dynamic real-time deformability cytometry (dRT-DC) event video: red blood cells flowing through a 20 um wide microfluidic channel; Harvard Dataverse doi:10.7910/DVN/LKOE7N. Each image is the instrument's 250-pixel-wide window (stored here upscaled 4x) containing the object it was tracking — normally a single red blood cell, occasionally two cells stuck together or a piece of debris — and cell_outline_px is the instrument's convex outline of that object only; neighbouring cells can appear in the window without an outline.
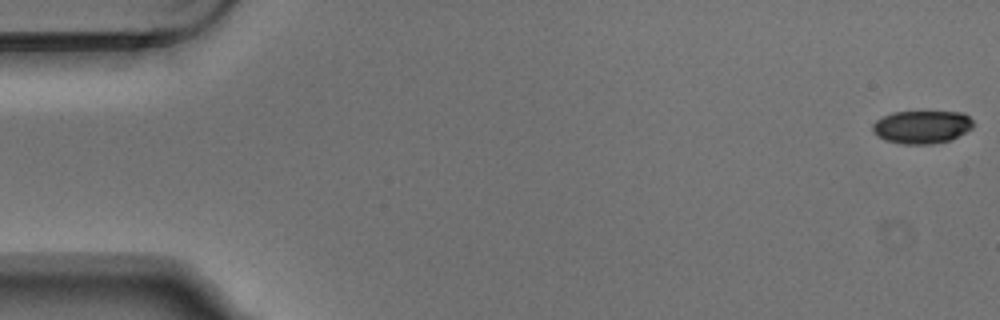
{"species": "Egyptian fruit bat (a non-hibernating species)", "species_latin": "Rousettus aegyptiacus", "temperature_condition": "warm", "stored_images_in_passage": 7, "camera_frame_rate_fps": 3000, "um_per_image_px": 0.085, "animal": {"sex": "male"}, "frame": {"image": 1, "passage_image": 1, "time_ms": 0.0, "image_size_px": [1000, 320], "cell_outline_px": [[972, 128], [948, 140], [932, 144], [904, 144], [884, 140], [876, 136], [872, 132], [872, 124], [876, 120], [892, 112], [964, 112], [972, 120]], "centroid_in_image_um": [78.3, 10.79], "position_along_channel_um": 6.7, "area_um2": 19.25}}
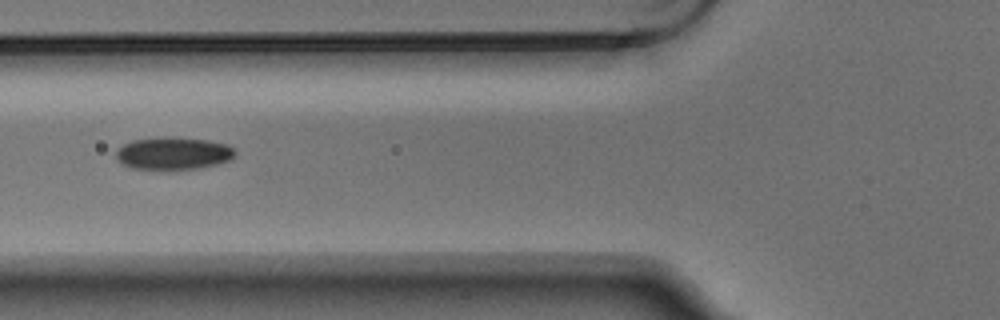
{"frame": {"image": 2, "passage_image": 4, "time_ms": 1.0, "image_size_px": [1000, 320], "cell_outline_px": [[236, 152], [228, 160], [216, 164], [196, 168], [132, 168], [124, 164], [116, 156], [116, 152], [124, 144], [132, 140], [208, 140], [228, 144], [236, 148]], "centroid_in_image_um": [14.79, 13.06], "position_along_channel_um": 111.0, "area_um2": 20.98}}
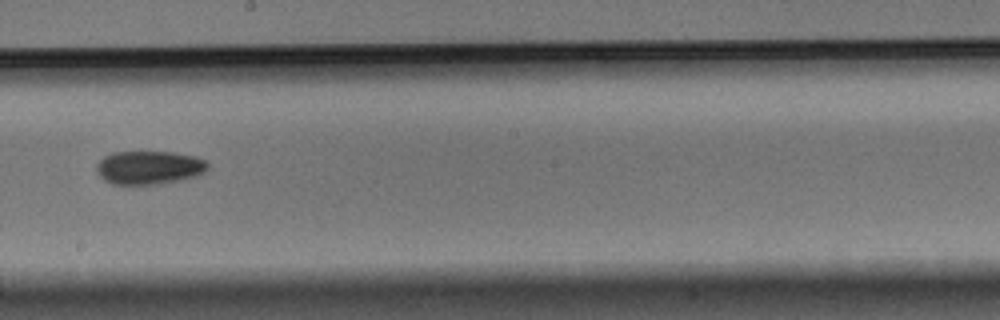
{"frame": {"image": 3, "passage_image": 7, "time_ms": 2.0, "image_size_px": [1000, 320], "cell_outline_px": [[208, 168], [204, 172], [196, 176], [184, 180], [156, 184], [112, 184], [104, 180], [96, 172], [96, 164], [104, 156], [112, 152], [176, 152], [196, 156], [204, 160], [208, 164]], "centroid_in_image_um": [12.68, 14.24], "position_along_channel_um": 235.5, "area_um2": 21.91}}